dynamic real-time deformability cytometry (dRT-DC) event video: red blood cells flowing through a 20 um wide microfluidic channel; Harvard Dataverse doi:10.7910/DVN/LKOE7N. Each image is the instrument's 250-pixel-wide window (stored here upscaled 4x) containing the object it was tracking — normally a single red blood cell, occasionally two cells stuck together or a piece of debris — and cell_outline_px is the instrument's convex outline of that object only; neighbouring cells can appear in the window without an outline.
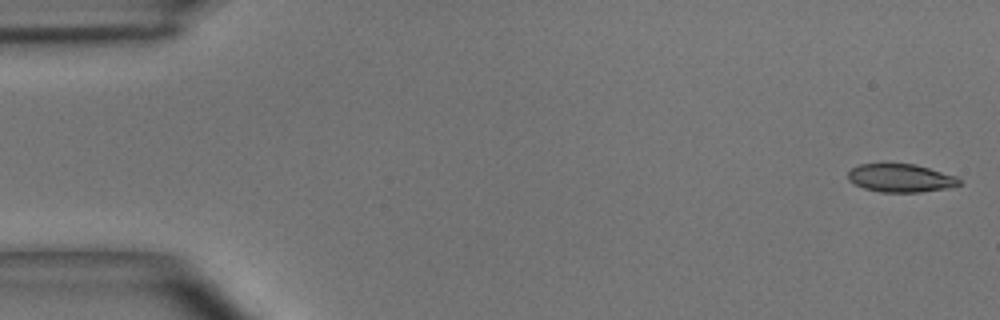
{"species": "common noctule bat (a hibernating species)", "species_latin": "Nyctalus noctula", "temperature_condition": "room temperature", "stored_images_in_passage": 48, "camera_frame_rate_fps": 3000, "um_per_image_px": 0.085, "animal": {"sex": "male", "body_mass_g": 15.6}, "frame": {"image": 1, "passage_image": 1, "time_ms": 0.0, "image_size_px": [1000, 320], "cell_outline_px": [[960, 184], [948, 188], [920, 192], [880, 192], [864, 188], [848, 180], [848, 172], [852, 168], [860, 164], [916, 164], [956, 176], [960, 180]], "centroid_in_image_um": [76.56, 15.13], "position_along_channel_um": 8.4, "area_um2": 18.15}}
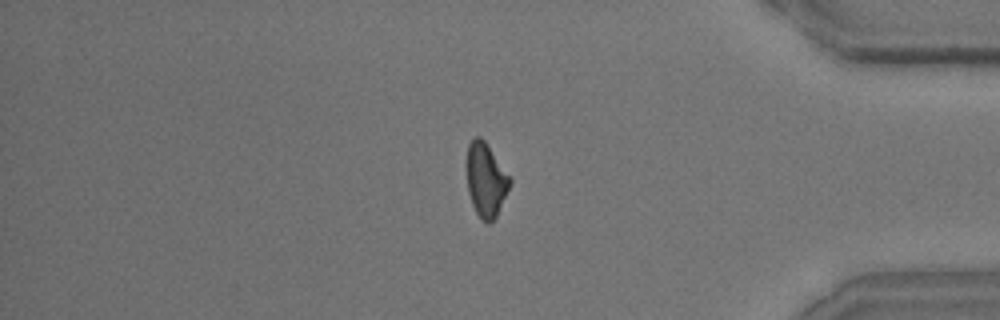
{"frame": {"image": 2, "passage_image": 41, "time_ms": 13.333, "image_size_px": [1000, 320], "cell_outline_px": [[512, 184], [496, 216], [488, 224], [480, 220], [472, 204], [468, 192], [468, 144], [476, 136], [480, 136], [484, 140], [512, 180]], "centroid_in_image_um": [41.32, 15.33], "position_along_channel_um": 393.9, "area_um2": 18.26}}
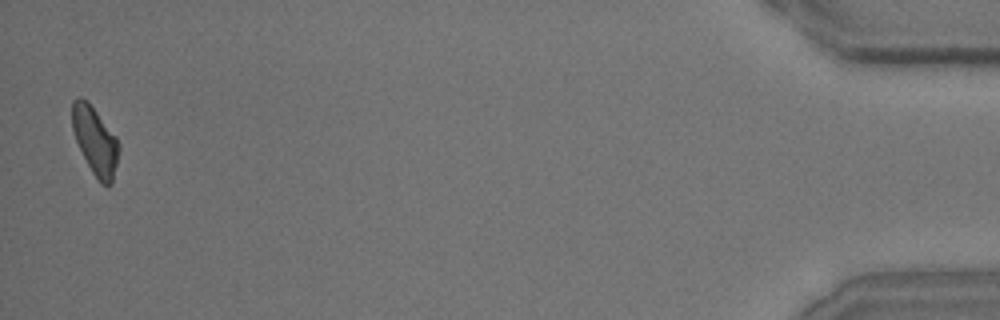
{"frame": {"image": 3, "passage_image": 48, "time_ms": 15.667, "image_size_px": [1000, 320], "cell_outline_px": [[120, 148], [112, 184], [108, 188], [100, 184], [92, 172], [76, 140], [72, 128], [72, 100], [80, 96], [88, 100], [116, 136], [120, 144]], "centroid_in_image_um": [8.1, 11.97], "position_along_channel_um": 427.1, "area_um2": 18.67}, "authors_computed_cell_mechanics": {"area_um2": 19.2474, "velocity_mm_per_s": 4.0645, "shape_relaxation_time_tau1_ms": 3.7992, "shape_relaxation_time_tau2_ms": 3.1666, "deformation_change_tau1": 0.1404, "deformation_change_tau2": 0.1244}}